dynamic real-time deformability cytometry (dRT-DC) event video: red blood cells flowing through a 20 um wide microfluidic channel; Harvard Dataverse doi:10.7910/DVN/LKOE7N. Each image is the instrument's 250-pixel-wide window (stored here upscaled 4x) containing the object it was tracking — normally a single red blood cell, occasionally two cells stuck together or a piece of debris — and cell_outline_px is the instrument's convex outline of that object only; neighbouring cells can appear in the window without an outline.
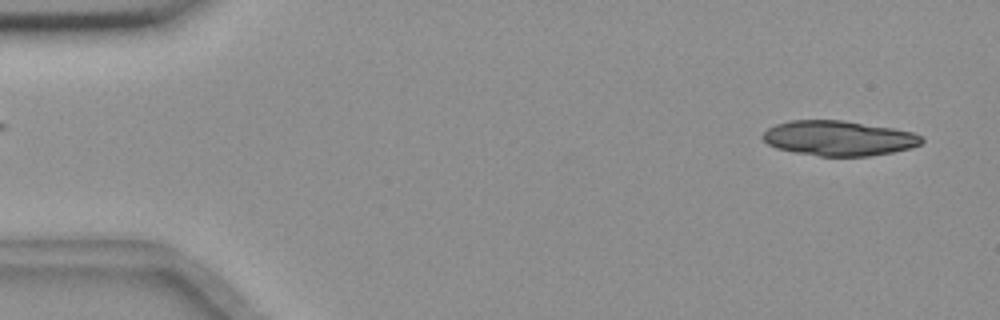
{"species": "common noctule bat (a hibernating species)", "species_latin": "Nyctalus noctula", "temperature_condition": "room temperature", "stored_images_in_passage": 54, "camera_frame_rate_fps": 3000, "um_per_image_px": 0.085, "animal": {"sex": "female", "body_mass_g": 18.4}, "frame": {"image": 1, "passage_image": 2, "time_ms": 0.333, "image_size_px": [1000, 320], "cell_outline_px": [[924, 140], [920, 144], [912, 148], [892, 152], [868, 156], [820, 156], [792, 152], [776, 148], [768, 144], [760, 136], [768, 128], [776, 124], [788, 120], [844, 120], [892, 128], [912, 132], [924, 136]], "centroid_in_image_um": [71.28, 11.74], "position_along_channel_um": 13.7, "area_um2": 32.6}}
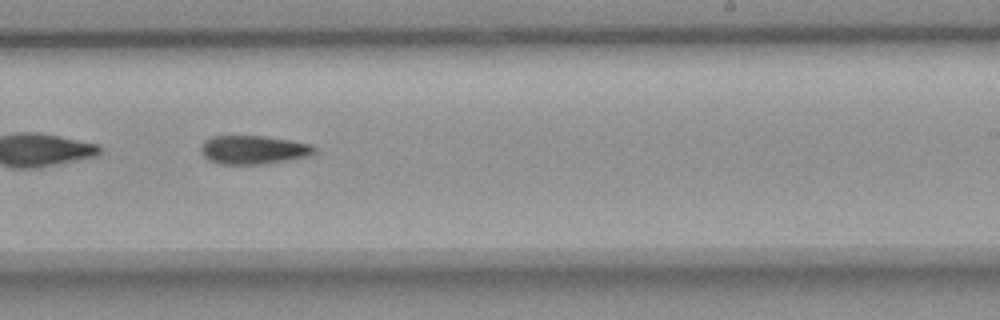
{"frame": {"image": 2, "passage_image": 33, "time_ms": 10.667, "image_size_px": [1000, 320], "cell_outline_px": [[316, 152], [312, 156], [288, 160], [260, 164], [220, 164], [208, 160], [200, 152], [200, 148], [204, 140], [212, 136], [264, 136], [312, 144], [316, 148]], "centroid_in_image_um": [21.55, 12.73], "position_along_channel_um": 267.5, "area_um2": 19.07}}
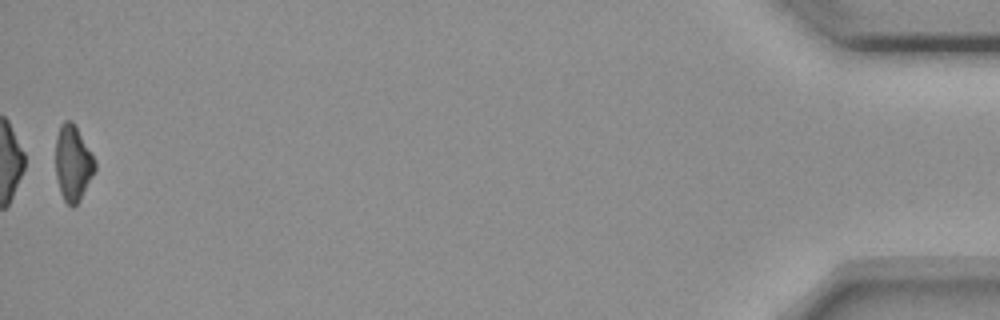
{"frame": {"image": 3, "passage_image": 54, "time_ms": 17.667, "image_size_px": [1000, 320], "cell_outline_px": [[96, 172], [80, 200], [72, 208], [64, 200], [60, 192], [56, 176], [56, 136], [60, 124], [64, 120], [72, 120], [96, 160]], "centroid_in_image_um": [6.21, 13.87], "position_along_channel_um": 429.0, "area_um2": 17.57}, "authors_computed_cell_mechanics": {"area_um2": 19.1607, "velocity_mm_per_s": 3.6507, "shape_relaxation_time_tau1_ms": 7.2638, "shape_relaxation_time_tau2_ms": null, "deformation_change_tau1": 0.1497, "deformation_change_tau2": null}}